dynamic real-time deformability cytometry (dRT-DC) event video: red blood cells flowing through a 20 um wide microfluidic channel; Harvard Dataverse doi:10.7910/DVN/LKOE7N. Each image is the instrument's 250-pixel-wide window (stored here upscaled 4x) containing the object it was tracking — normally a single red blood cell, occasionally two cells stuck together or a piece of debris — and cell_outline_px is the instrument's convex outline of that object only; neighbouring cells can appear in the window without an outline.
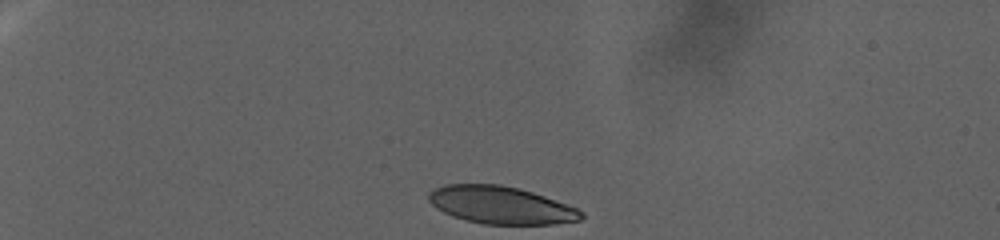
{"species": "human", "species_latin": "Homo sapiens", "temperature_condition": "warm", "stored_images_in_passage": 60, "camera_frame_rate_fps": 3000, "um_per_image_px": 0.085, "donor": {"sex": "female"}, "frame": {"image": 1, "passage_image": 1, "time_ms": 0.0, "image_size_px": [1000, 240], "cell_outline_px": [[584, 216], [580, 220], [552, 224], [484, 224], [452, 216], [436, 208], [428, 200], [428, 192], [432, 188], [444, 184], [500, 184], [520, 188], [544, 196], [576, 208], [584, 212]], "centroid_in_image_um": [42.54, 17.42], "position_along_channel_um": 42.5, "area_um2": 33.35}}
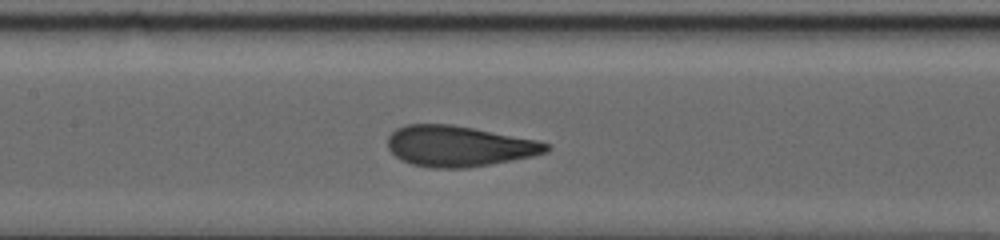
{"frame": {"image": 2, "passage_image": 34, "time_ms": 11.0, "image_size_px": [1000, 240], "cell_outline_px": [[552, 148], [548, 152], [532, 156], [512, 160], [464, 168], [428, 168], [412, 164], [396, 156], [388, 148], [388, 136], [396, 128], [408, 124], [452, 124], [540, 140], [548, 144]], "centroid_in_image_um": [39.03, 12.41], "position_along_channel_um": 168.4, "area_um2": 37.69}}
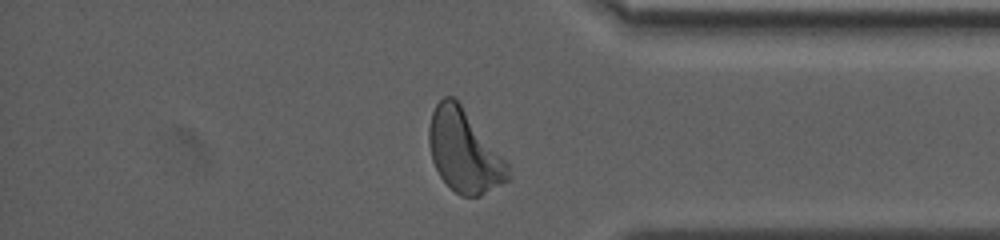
{"frame": {"image": 3, "passage_image": 58, "time_ms": 19.0, "image_size_px": [1000, 240], "cell_outline_px": [[512, 176], [508, 180], [480, 196], [460, 196], [440, 176], [432, 160], [428, 144], [428, 128], [432, 112], [436, 104], [444, 96], [452, 96], [460, 104], [508, 164]], "centroid_in_image_um": [39.43, 12.86], "position_along_channel_um": 395.8, "area_um2": 37.4}}